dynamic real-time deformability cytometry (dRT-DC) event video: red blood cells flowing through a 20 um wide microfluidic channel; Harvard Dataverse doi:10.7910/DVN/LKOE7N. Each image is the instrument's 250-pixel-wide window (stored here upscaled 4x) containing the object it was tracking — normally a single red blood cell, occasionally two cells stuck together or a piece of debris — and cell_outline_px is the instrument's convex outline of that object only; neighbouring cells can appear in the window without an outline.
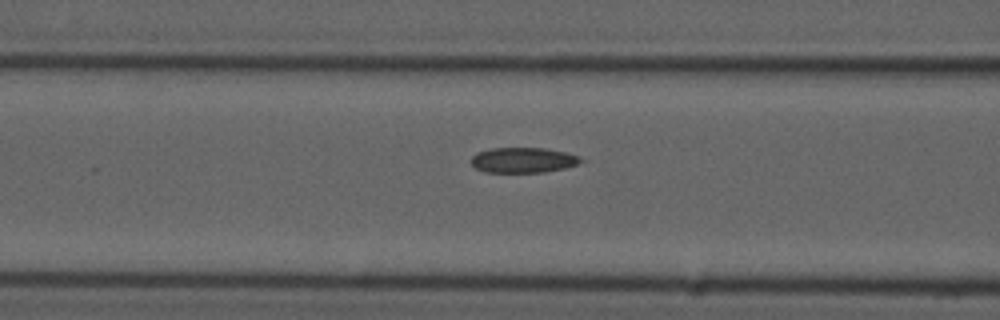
{"species": "common noctule bat (a hibernating species)", "species_latin": "Nyctalus noctula", "temperature_condition": "cold", "stored_images_in_passage": 6, "segment_of_instrument_passage": [2, 2], "camera_frame_rate_fps": 3000, "um_per_image_px": 0.085, "animal": {"sex": "male", "forearm_length_mm": 52.5}, "frame": {"image": 1, "passage_image": 6, "time_ms": 6.667, "image_size_px": [1000, 320], "cell_outline_px": [[588, 160], [564, 168], [544, 172], [484, 172], [476, 168], [472, 164], [472, 156], [476, 152], [492, 148], [544, 148], [564, 152]], "centroid_in_image_um": [44.46, 13.61], "position_along_channel_um": 122.1, "area_um2": 16.07}}